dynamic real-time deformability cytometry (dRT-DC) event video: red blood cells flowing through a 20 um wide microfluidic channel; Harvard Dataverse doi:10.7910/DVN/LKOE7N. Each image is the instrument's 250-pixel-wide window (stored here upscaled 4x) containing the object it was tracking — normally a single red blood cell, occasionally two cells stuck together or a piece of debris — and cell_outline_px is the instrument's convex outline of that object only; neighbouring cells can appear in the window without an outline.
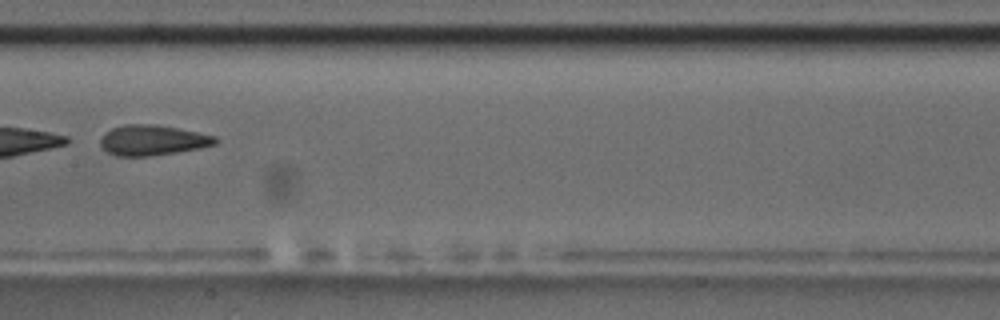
{"species": "common noctule bat (a hibernating species)", "species_latin": "Nyctalus noctula", "temperature_condition": "room temperature", "stored_images_in_passage": 14, "camera_frame_rate_fps": 3000, "um_per_image_px": 0.085, "animal": {"sex": "male", "body_mass_g": 17.5, "forearm_length_mm": 52.3}, "frame": {"image": 1, "passage_image": 7, "time_ms": 7.0, "image_size_px": [1000, 320], "cell_outline_px": [[216, 144], [200, 148], [176, 152], [148, 156], [116, 156], [108, 152], [100, 144], [100, 140], [112, 128], [124, 124], [160, 124], [216, 136]], "centroid_in_image_um": [12.98, 11.91], "position_along_channel_um": 194.4, "area_um2": 20.17}}